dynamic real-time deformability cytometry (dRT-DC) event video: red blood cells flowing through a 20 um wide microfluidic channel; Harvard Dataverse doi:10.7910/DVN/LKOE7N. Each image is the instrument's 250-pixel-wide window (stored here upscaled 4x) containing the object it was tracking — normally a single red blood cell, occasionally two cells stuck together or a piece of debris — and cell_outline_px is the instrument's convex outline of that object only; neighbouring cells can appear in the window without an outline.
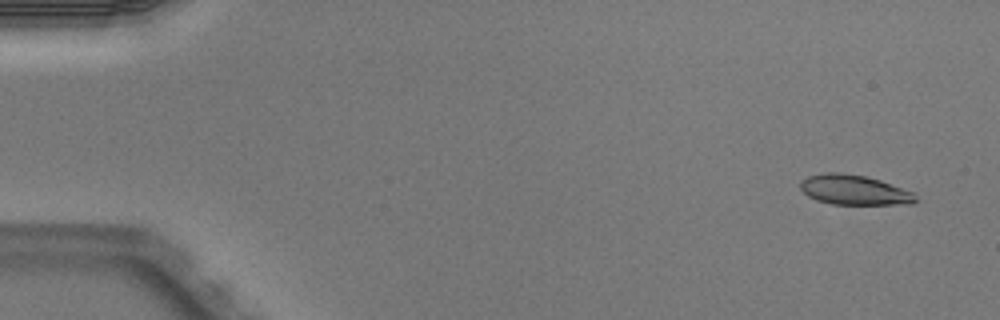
{"species": "Egyptian fruit bat (a non-hibernating species)", "species_latin": "Rousettus aegyptiacus", "temperature_condition": "warm", "stored_images_in_passage": 5, "camera_frame_rate_fps": 3000, "um_per_image_px": 0.085, "animal": {"sex": "male"}, "frame": {"image": 1, "passage_image": 1, "time_ms": 0.0, "image_size_px": [1000, 320], "cell_outline_px": [[916, 200], [912, 204], [832, 204], [816, 200], [808, 196], [800, 188], [800, 180], [808, 176], [828, 172], [840, 172], [864, 176], [880, 180], [916, 192]], "centroid_in_image_um": [72.62, 16.14], "position_along_channel_um": 12.4, "area_um2": 20.17}}
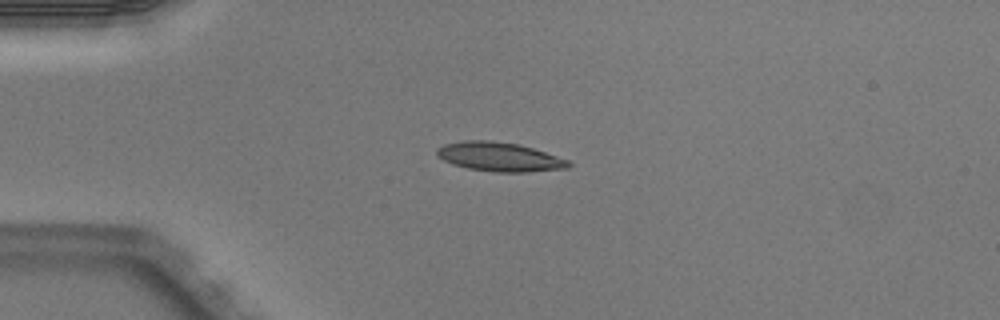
{"frame": {"image": 2, "passage_image": 3, "time_ms": 0.667, "image_size_px": [1000, 320], "cell_outline_px": [[572, 164], [568, 168], [528, 172], [496, 172], [468, 168], [452, 164], [436, 156], [436, 148], [444, 144], [464, 140], [492, 140], [520, 144], [568, 160]], "centroid_in_image_um": [42.42, 13.32], "position_along_channel_um": 42.6, "area_um2": 22.37}}